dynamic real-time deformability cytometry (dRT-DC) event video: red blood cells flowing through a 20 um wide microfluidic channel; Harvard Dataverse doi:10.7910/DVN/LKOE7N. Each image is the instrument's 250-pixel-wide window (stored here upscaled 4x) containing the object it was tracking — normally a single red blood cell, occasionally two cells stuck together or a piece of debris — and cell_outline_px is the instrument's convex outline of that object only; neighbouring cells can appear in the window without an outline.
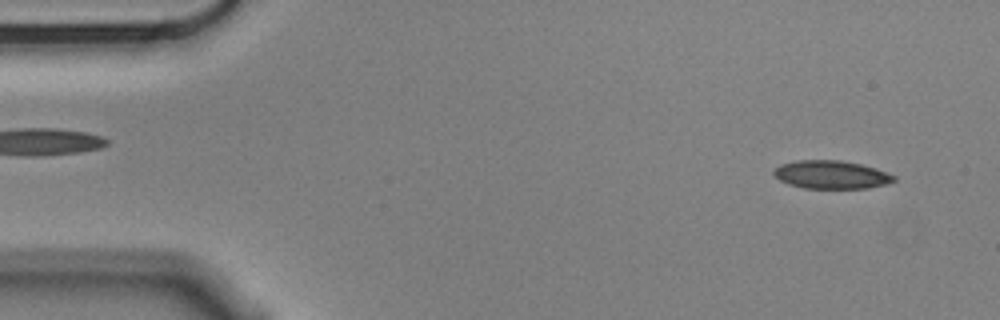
{"species": "Egyptian fruit bat (a non-hibernating species)", "species_latin": "Rousettus aegyptiacus", "temperature_condition": "cold", "stored_images_in_passage": 56, "camera_frame_rate_fps": 3000, "um_per_image_px": 0.085, "animal": {"sex": "male"}, "frame": {"image": 1, "passage_image": 3, "time_ms": 0.667, "image_size_px": [1000, 320], "cell_outline_px": [[892, 180], [880, 184], [856, 188], [812, 188], [796, 184], [784, 180], [776, 176], [776, 168], [784, 164], [812, 160], [824, 160], [856, 164], [872, 168], [892, 176]], "centroid_in_image_um": [70.63, 14.85], "position_along_channel_um": 14.4, "area_um2": 17.63}}
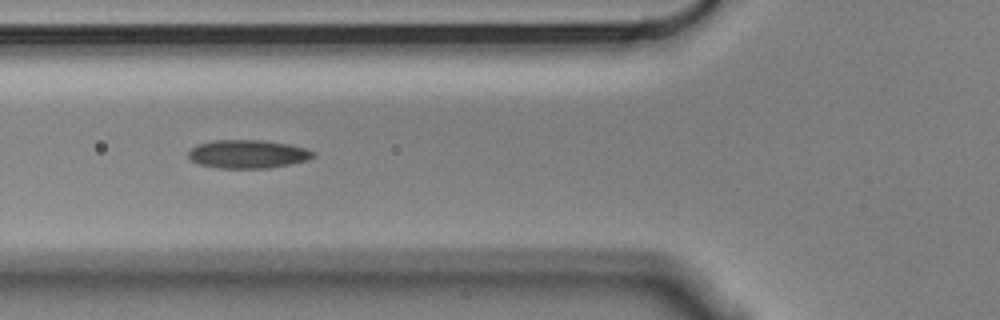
{"frame": {"image": 2, "passage_image": 19, "time_ms": 6.0, "image_size_px": [1000, 320], "cell_outline_px": [[308, 156], [300, 160], [280, 164], [208, 164], [196, 160], [192, 156], [192, 152], [196, 148], [204, 144], [280, 144], [300, 148], [308, 152]], "centroid_in_image_um": [21.09, 13.09], "position_along_channel_um": 104.7, "area_um2": 14.85}}
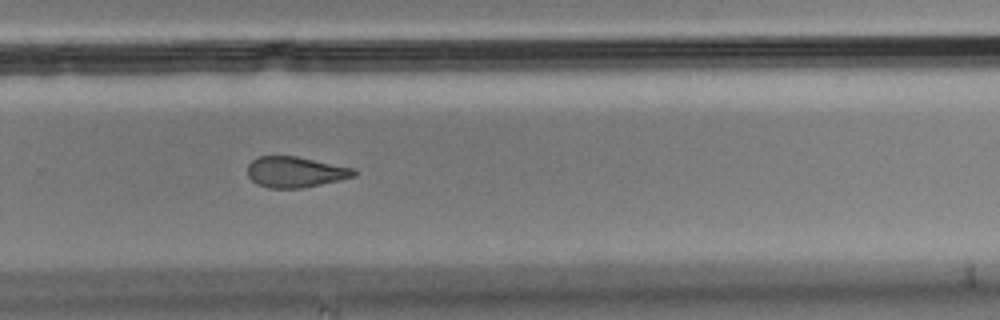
{"frame": {"image": 3, "passage_image": 36, "time_ms": 11.667, "image_size_px": [1000, 320], "cell_outline_px": [[356, 172], [348, 176], [316, 184], [292, 188], [276, 188], [260, 184], [252, 180], [248, 172], [248, 168], [252, 160], [260, 156], [292, 156], [348, 168]], "centroid_in_image_um": [24.94, 14.6], "position_along_channel_um": 304.9, "area_um2": 17.46}, "authors_computed_cell_mechanics": {"area_um2": 16.8776, "velocity_mm_per_s": 3.5307, "shape_relaxation_time_tau1_ms": null, "shape_relaxation_time_tau2_ms": 8.8061, "deformation_change_tau1": null, "deformation_change_tau2": 0.1785}}